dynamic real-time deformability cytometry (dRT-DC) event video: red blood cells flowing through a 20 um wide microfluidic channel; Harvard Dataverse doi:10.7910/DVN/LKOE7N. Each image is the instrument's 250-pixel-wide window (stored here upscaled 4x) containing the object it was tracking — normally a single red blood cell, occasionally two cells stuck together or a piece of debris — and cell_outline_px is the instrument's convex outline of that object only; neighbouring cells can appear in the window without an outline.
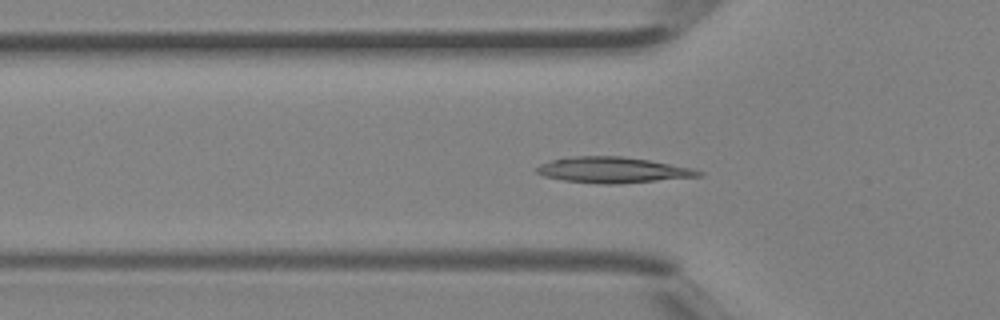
{"species": "Egyptian fruit bat (a non-hibernating species)", "species_latin": "Rousettus aegyptiacus", "temperature_condition": "room temperature", "stored_images_in_passage": 42, "camera_frame_rate_fps": 3000, "um_per_image_px": 0.085, "animal": {"sex": "female"}, "frame": {"image": 1, "passage_image": 14, "time_ms": 4.333, "image_size_px": [1000, 320], "cell_outline_px": [[704, 176], [620, 184], [600, 184], [564, 180], [544, 176], [536, 172], [536, 168], [540, 164], [552, 160], [572, 156], [620, 156], [648, 160], [692, 168], [704, 172]], "centroid_in_image_um": [52.12, 14.45], "position_along_channel_um": 73.7, "area_um2": 24.33}}
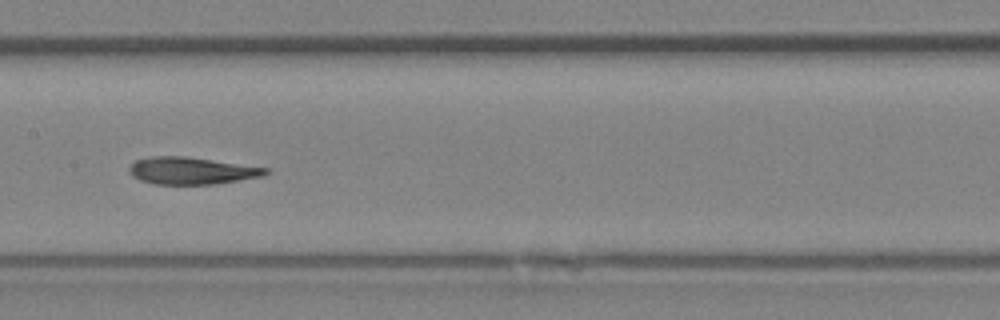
{"frame": {"image": 2, "passage_image": 21, "time_ms": 6.667, "image_size_px": [1000, 320], "cell_outline_px": [[268, 172], [264, 176], [216, 184], [156, 184], [140, 180], [132, 176], [128, 172], [128, 168], [136, 160], [152, 156], [184, 156], [268, 168]], "centroid_in_image_um": [16.26, 14.51], "position_along_channel_um": 191.1, "area_um2": 21.44}}
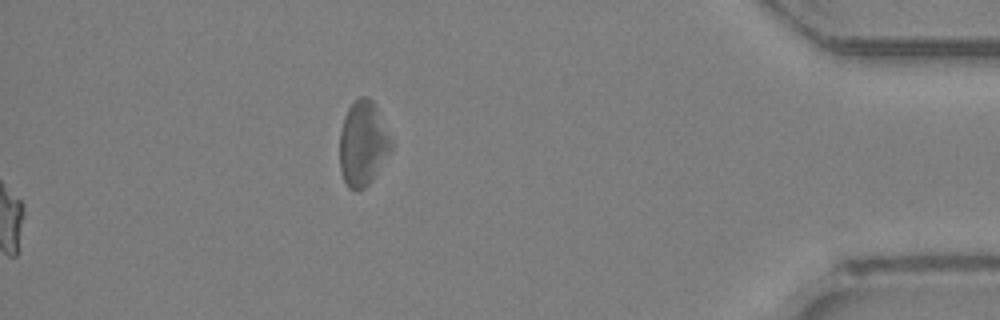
{"frame": {"image": 3, "passage_image": 42, "time_ms": 13.667, "image_size_px": [1000, 320], "cell_outline_px": [[392, 148], [372, 180], [364, 188], [356, 192], [348, 188], [344, 180], [340, 168], [340, 132], [344, 116], [348, 108], [360, 96], [368, 96], [372, 100], [392, 140]], "centroid_in_image_um": [30.83, 12.22], "position_along_channel_um": 404.4, "area_um2": 25.26}}